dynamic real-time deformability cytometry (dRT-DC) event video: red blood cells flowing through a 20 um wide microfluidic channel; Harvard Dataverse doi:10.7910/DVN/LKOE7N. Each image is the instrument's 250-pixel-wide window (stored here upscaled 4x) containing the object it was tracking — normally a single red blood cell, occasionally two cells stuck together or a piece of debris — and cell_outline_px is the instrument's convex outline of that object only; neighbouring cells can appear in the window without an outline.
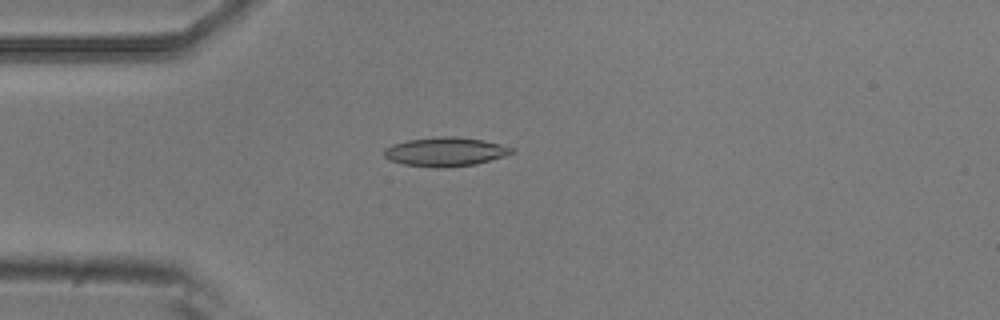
{"species": "common noctule bat (a hibernating species)", "species_latin": "Nyctalus noctula", "temperature_condition": "room temperature", "stored_images_in_passage": 5, "camera_frame_rate_fps": 3000, "um_per_image_px": 0.085, "animal": {"sex": "male", "body_mass_g": 20.5, "forearm_length_mm": 52.5}, "frame": {"image": 1, "passage_image": 4, "time_ms": 1.0, "image_size_px": [1000, 320], "cell_outline_px": [[516, 152], [504, 156], [476, 164], [444, 168], [436, 168], [404, 164], [392, 160], [384, 156], [384, 148], [392, 144], [408, 140], [440, 136], [452, 136], [484, 140], [516, 148]], "centroid_in_image_um": [37.89, 12.9], "position_along_channel_um": 47.1, "area_um2": 21.62}}